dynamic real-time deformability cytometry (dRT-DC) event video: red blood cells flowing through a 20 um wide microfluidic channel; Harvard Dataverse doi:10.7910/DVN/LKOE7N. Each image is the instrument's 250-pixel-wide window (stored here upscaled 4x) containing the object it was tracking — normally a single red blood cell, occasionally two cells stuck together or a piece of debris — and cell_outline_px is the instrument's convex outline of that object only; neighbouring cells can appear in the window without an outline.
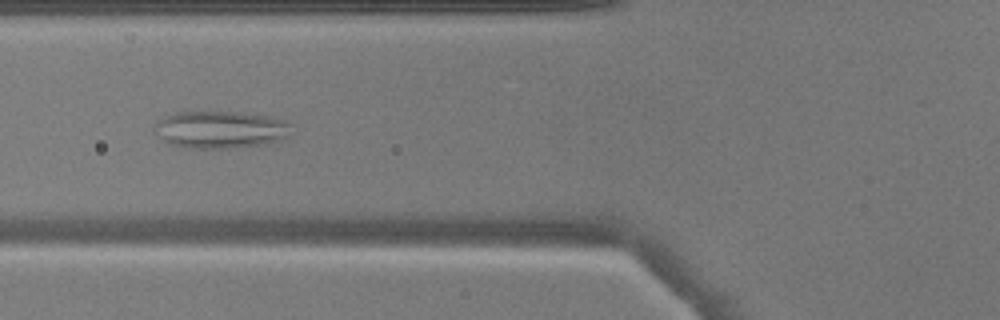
{"species": "common noctule bat (a hibernating species)", "species_latin": "Nyctalus noctula", "temperature_condition": "warm", "stored_images_in_passage": 18, "camera_frame_rate_fps": 3000, "um_per_image_px": 0.085, "animal": {"sex": "male", "body_mass_g": 17.9}, "frame": {"image": 1, "passage_image": 7, "time_ms": 2.0, "image_size_px": [1000, 320], "cell_outline_px": [[292, 136], [280, 140], [264, 144], [232, 148], [184, 148], [172, 144], [156, 136], [152, 128], [164, 116], [184, 108], [240, 112], [272, 116], [284, 120], [292, 124]], "centroid_in_image_um": [18.72, 10.96], "position_along_channel_um": 107.1, "area_um2": 31.21}}